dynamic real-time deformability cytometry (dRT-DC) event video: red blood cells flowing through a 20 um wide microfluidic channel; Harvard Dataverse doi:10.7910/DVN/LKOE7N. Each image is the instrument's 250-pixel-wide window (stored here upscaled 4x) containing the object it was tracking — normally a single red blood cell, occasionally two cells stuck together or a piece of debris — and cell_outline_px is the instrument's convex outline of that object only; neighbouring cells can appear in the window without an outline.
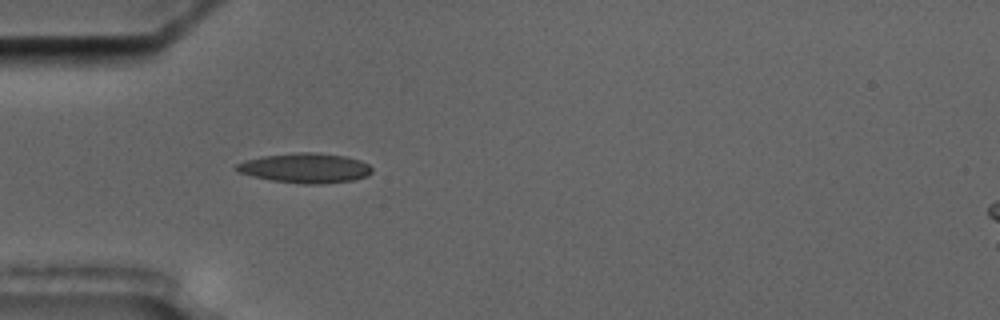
{"species": "common noctule bat (a hibernating species)", "species_latin": "Nyctalus noctula", "temperature_condition": "cold", "stored_images_in_passage": 5, "camera_frame_rate_fps": 3000, "um_per_image_px": 0.085, "animal": {"sex": "male", "body_mass_g": 17.5, "forearm_length_mm": 52.3}, "frame": {"image": 1, "passage_image": 5, "time_ms": 4.667, "image_size_px": [1000, 320], "cell_outline_px": [[372, 172], [368, 176], [352, 180], [320, 184], [300, 184], [272, 180], [252, 176], [240, 172], [232, 168], [236, 164], [244, 160], [264, 156], [296, 152], [316, 152], [344, 156], [360, 160], [368, 164], [372, 168]], "centroid_in_image_um": [25.94, 14.28], "position_along_channel_um": 59.1, "area_um2": 23.58}}